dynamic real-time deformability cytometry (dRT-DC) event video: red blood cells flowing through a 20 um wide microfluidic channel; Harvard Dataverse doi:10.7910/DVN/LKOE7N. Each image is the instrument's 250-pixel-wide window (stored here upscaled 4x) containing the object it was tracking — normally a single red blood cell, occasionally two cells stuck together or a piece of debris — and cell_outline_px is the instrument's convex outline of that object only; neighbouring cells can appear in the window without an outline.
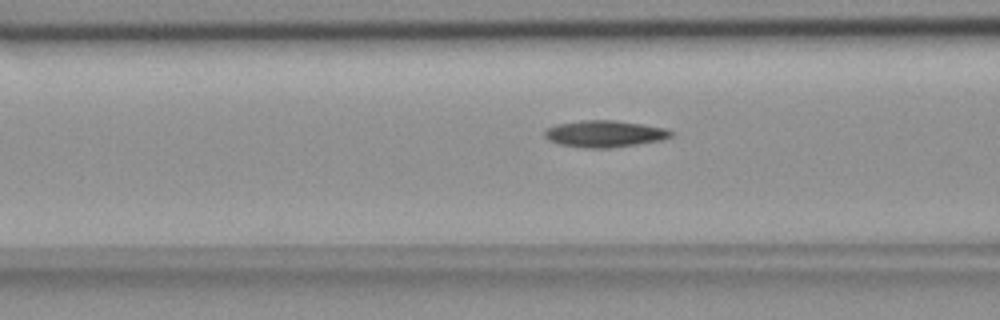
{"species": "common noctule bat (a hibernating species)", "species_latin": "Nyctalus noctula", "temperature_condition": "room temperature", "stored_images_in_passage": 39, "camera_frame_rate_fps": 3000, "um_per_image_px": 0.085, "animal": {"sex": "female", "body_mass_g": 18.4}, "frame": {"image": 1, "passage_image": 5, "time_ms": 1.333, "image_size_px": [1000, 320], "cell_outline_px": [[672, 136], [664, 140], [608, 148], [584, 148], [560, 144], [548, 140], [544, 136], [544, 132], [548, 128], [556, 124], [584, 120], [616, 120], [644, 124], [664, 128], [672, 132]], "centroid_in_image_um": [51.39, 11.37], "position_along_channel_um": 115.2, "area_um2": 19.65}}
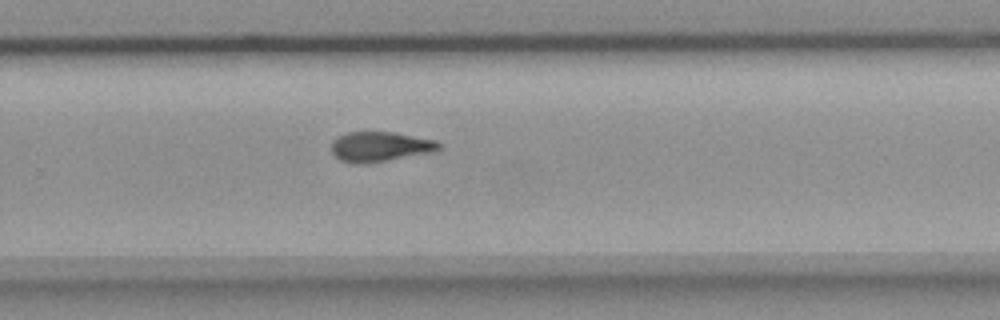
{"frame": {"image": 2, "passage_image": 20, "time_ms": 6.333, "image_size_px": [1000, 320], "cell_outline_px": [[440, 148], [428, 152], [388, 160], [364, 164], [356, 164], [340, 160], [332, 152], [332, 140], [348, 132], [392, 132], [436, 140], [440, 144]], "centroid_in_image_um": [32.26, 12.46], "position_along_channel_um": 297.5, "area_um2": 18.38}}
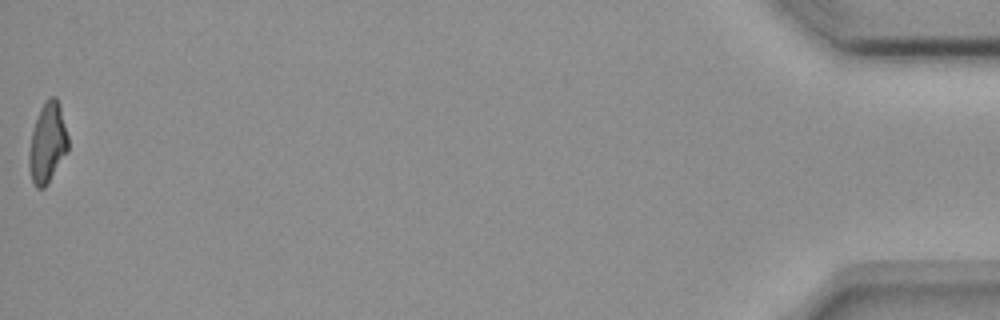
{"frame": {"image": 3, "passage_image": 39, "time_ms": 12.667, "image_size_px": [1000, 320], "cell_outline_px": [[68, 152], [44, 188], [36, 188], [32, 180], [28, 168], [28, 156], [32, 132], [40, 108], [48, 96], [56, 96], [60, 104], [68, 136]], "centroid_in_image_um": [4.04, 12.13], "position_along_channel_um": 431.2, "area_um2": 18.32}, "authors_computed_cell_mechanics": {"area_um2": 18.8428, "velocity_mm_per_s": 3.6522, "shape_relaxation_time_tau1_ms": 7.7584, "shape_relaxation_time_tau2_ms": 5.0567, "deformation_change_tau1": 0.2066, "deformation_change_tau2": 0.1154}}